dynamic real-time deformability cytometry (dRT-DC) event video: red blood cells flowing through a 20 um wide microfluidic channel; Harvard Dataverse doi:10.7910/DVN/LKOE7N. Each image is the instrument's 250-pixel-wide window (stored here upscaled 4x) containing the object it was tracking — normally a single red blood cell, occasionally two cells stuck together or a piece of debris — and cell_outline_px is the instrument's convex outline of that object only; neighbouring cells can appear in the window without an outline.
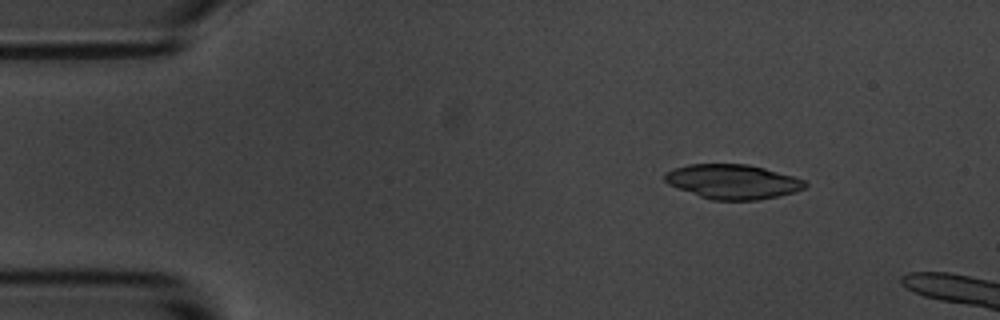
{"species": "common noctule bat (a hibernating species)", "species_latin": "Nyctalus noctula", "temperature_condition": "room temperature", "stored_images_in_passage": 5, "camera_frame_rate_fps": 3000, "um_per_image_px": 0.085, "animal": {"sex": "male", "body_mass_g": 20.1, "forearm_length_mm": 53.5}, "frame": {"image": 1, "passage_image": 3, "time_ms": 2.333, "image_size_px": [1000, 320], "cell_outline_px": [[808, 184], [804, 188], [796, 192], [780, 196], [760, 200], [712, 200], [700, 196], [668, 184], [664, 180], [664, 172], [688, 164], [748, 164], [796, 176], [804, 180]], "centroid_in_image_um": [62.32, 15.44], "position_along_channel_um": 22.7, "area_um2": 28.38}}